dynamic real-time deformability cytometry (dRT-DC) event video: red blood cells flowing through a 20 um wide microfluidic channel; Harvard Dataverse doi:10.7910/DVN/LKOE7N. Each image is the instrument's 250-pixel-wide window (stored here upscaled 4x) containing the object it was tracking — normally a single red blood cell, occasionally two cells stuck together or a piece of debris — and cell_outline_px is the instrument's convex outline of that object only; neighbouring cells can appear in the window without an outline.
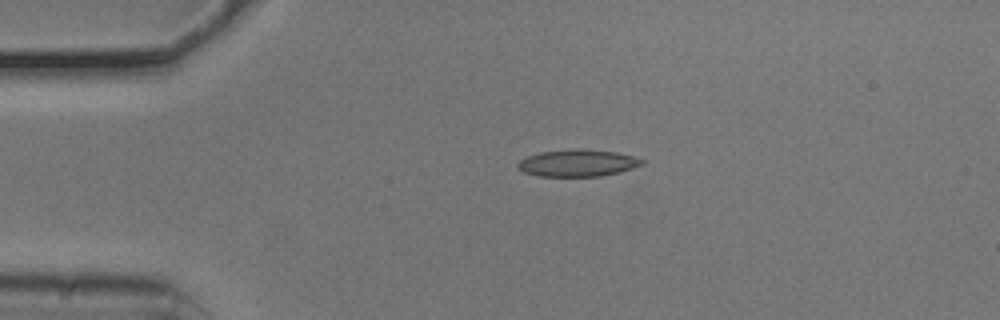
{"species": "common noctule bat (a hibernating species)", "species_latin": "Nyctalus noctula", "temperature_condition": "cold", "stored_images_in_passage": 42, "camera_frame_rate_fps": 3000, "um_per_image_px": 0.085, "animal": {"sex": "male", "body_mass_g": 20.5, "forearm_length_mm": 52.5}, "frame": {"image": 1, "passage_image": 1, "time_ms": 0.0, "image_size_px": [1000, 320], "cell_outline_px": [[644, 164], [620, 172], [600, 176], [536, 176], [524, 172], [516, 168], [516, 164], [524, 156], [540, 152], [616, 152], [632, 156], [644, 160]], "centroid_in_image_um": [49.04, 13.91], "position_along_channel_um": 36.0, "area_um2": 18.55}}
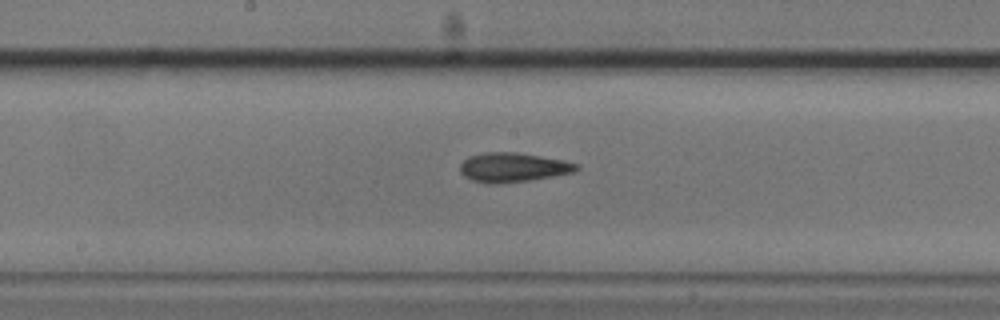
{"frame": {"image": 2, "passage_image": 17, "time_ms": 5.333, "image_size_px": [1000, 320], "cell_outline_px": [[580, 168], [576, 172], [528, 180], [496, 184], [492, 184], [472, 180], [464, 176], [460, 172], [460, 164], [468, 156], [484, 152], [516, 152], [564, 160], [580, 164]], "centroid_in_image_um": [43.61, 14.22], "position_along_channel_um": 204.6, "area_um2": 19.94}}
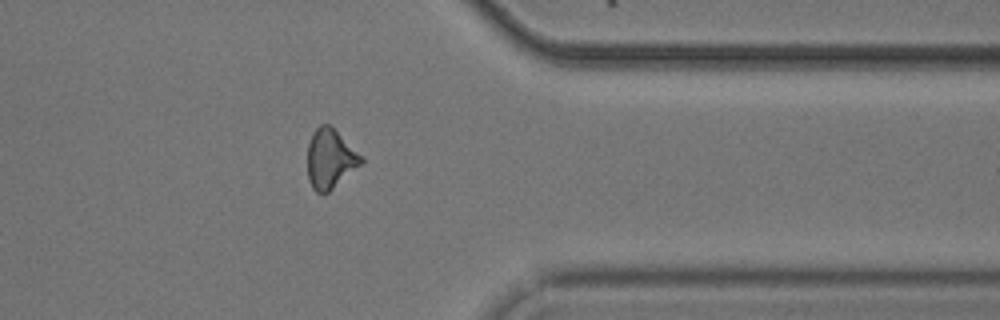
{"frame": {"image": 3, "passage_image": 32, "time_ms": 10.333, "image_size_px": [1000, 320], "cell_outline_px": [[364, 160], [360, 164], [328, 192], [316, 192], [312, 188], [308, 180], [308, 144], [312, 132], [320, 124], [332, 124], [364, 156]], "centroid_in_image_um": [28.08, 13.43], "position_along_channel_um": 383.3, "area_um2": 18.79}, "authors_computed_cell_mechanics": {"area_um2": 18.6694, "velocity_mm_per_s": 3.7968, "shape_relaxation_time_tau1_ms": null, "shape_relaxation_time_tau2_ms": 6.1837, "deformation_change_tau1": null, "deformation_change_tau2": 0.1533}}